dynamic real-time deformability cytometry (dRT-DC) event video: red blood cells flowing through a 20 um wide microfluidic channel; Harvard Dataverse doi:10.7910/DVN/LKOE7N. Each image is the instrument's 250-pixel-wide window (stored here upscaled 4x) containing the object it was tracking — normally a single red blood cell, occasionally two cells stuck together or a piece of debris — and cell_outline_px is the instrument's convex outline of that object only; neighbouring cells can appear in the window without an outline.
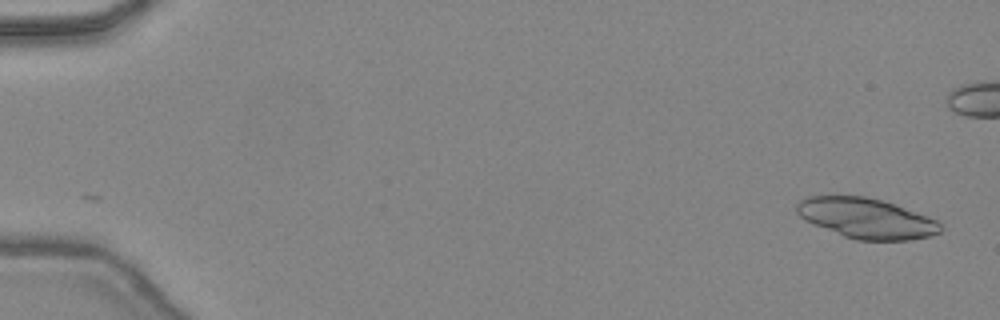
{"species": "common noctule bat (a hibernating species)", "species_latin": "Nyctalus noctula", "temperature_condition": "warm", "stored_images_in_passage": 46, "camera_frame_rate_fps": 3000, "um_per_image_px": 0.085, "animal": {"sex": "female", "body_mass_g": 24.6, "forearm_length_mm": 56.2}, "frame": {"image": 1, "passage_image": 1, "time_ms": 0.0, "image_size_px": [1000, 320], "cell_outline_px": [[944, 228], [940, 232], [932, 236], [908, 240], [856, 240], [844, 236], [812, 224], [804, 220], [796, 212], [796, 204], [804, 196], [864, 196], [896, 204], [936, 220]], "centroid_in_image_um": [73.62, 18.55], "position_along_channel_um": 11.4, "area_um2": 33.76}}
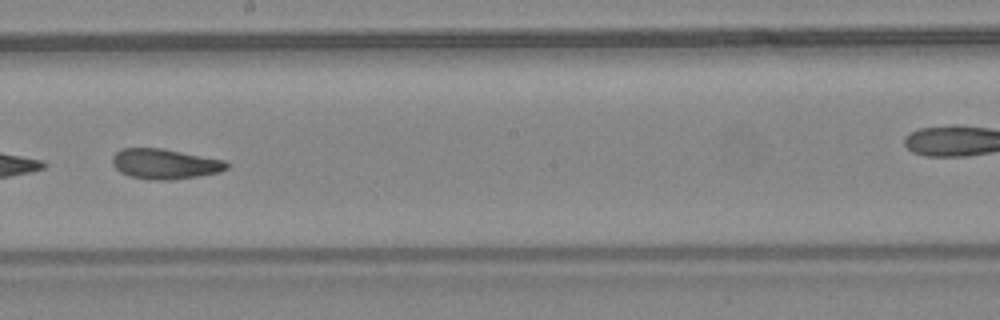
{"frame": {"image": 2, "passage_image": 27, "time_ms": 8.667, "image_size_px": [1000, 320], "cell_outline_px": [[228, 168], [220, 172], [196, 176], [168, 180], [148, 180], [128, 176], [120, 172], [112, 164], [112, 156], [120, 148], [160, 148], [224, 160], [228, 164]], "centroid_in_image_um": [13.96, 13.94], "position_along_channel_um": 234.2, "area_um2": 20.06}, "authors_computed_cell_mechanics": {"area_um2": 21.0103, "velocity_mm_per_s": 4.4838, "shape_relaxation_time_tau1_ms": 4.0799, "shape_relaxation_time_tau2_ms": 2.1437, "deformation_change_tau1": 0.156, "deformation_change_tau2": 0.103}}